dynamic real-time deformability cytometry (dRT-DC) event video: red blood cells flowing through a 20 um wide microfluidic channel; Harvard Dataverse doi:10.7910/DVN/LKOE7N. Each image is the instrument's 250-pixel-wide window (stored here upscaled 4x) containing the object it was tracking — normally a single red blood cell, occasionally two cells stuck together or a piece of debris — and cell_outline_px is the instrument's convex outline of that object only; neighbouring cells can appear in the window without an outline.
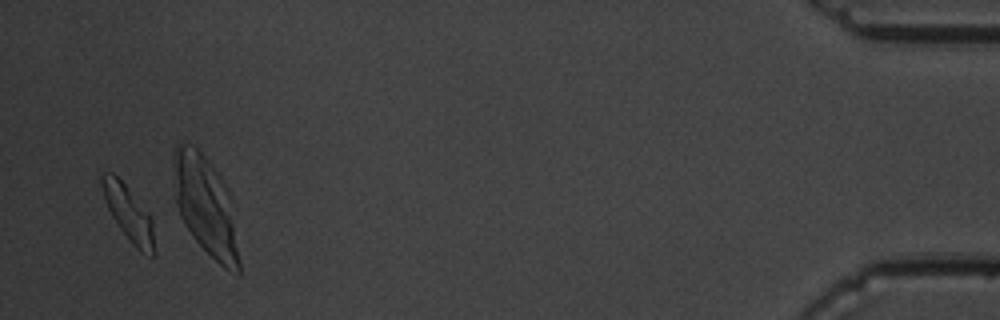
{"species": "common noctule bat (a hibernating species)", "species_latin": "Nyctalus noctula", "temperature_condition": "warm", "stored_images_in_passage": 13, "camera_frame_rate_fps": 3000, "um_per_image_px": 0.085, "animal": {"sex": "male", "body_mass_g": 19.5, "forearm_length_mm": 54.6}, "frame": {"image": 1, "passage_image": 13, "time_ms": 16.0, "image_size_px": [1000, 320], "cell_outline_px": [[156, 256], [152, 256], [140, 252], [132, 244], [120, 228], [112, 216], [108, 208], [100, 184], [100, 176], [104, 172], [112, 172], [124, 184], [152, 216], [156, 252]], "centroid_in_image_um": [10.97, 18.17], "position_along_channel_um": 424.2, "area_um2": 16.88}}